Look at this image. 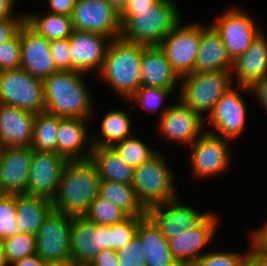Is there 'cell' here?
I'll return each instance as SVG.
<instances>
[{
  "mask_svg": "<svg viewBox=\"0 0 267 266\" xmlns=\"http://www.w3.org/2000/svg\"><path fill=\"white\" fill-rule=\"evenodd\" d=\"M100 180L90 159L68 161L52 200L53 209L71 217L84 216L98 196Z\"/></svg>",
  "mask_w": 267,
  "mask_h": 266,
  "instance_id": "cell-1",
  "label": "cell"
},
{
  "mask_svg": "<svg viewBox=\"0 0 267 266\" xmlns=\"http://www.w3.org/2000/svg\"><path fill=\"white\" fill-rule=\"evenodd\" d=\"M83 74L59 70L45 78V112L60 118H91L95 108Z\"/></svg>",
  "mask_w": 267,
  "mask_h": 266,
  "instance_id": "cell-2",
  "label": "cell"
},
{
  "mask_svg": "<svg viewBox=\"0 0 267 266\" xmlns=\"http://www.w3.org/2000/svg\"><path fill=\"white\" fill-rule=\"evenodd\" d=\"M145 45L112 39L98 73L119 96L128 100L141 87V56Z\"/></svg>",
  "mask_w": 267,
  "mask_h": 266,
  "instance_id": "cell-3",
  "label": "cell"
},
{
  "mask_svg": "<svg viewBox=\"0 0 267 266\" xmlns=\"http://www.w3.org/2000/svg\"><path fill=\"white\" fill-rule=\"evenodd\" d=\"M173 0H159L150 9L136 10V15H119L120 37L146 46L159 45L182 21Z\"/></svg>",
  "mask_w": 267,
  "mask_h": 266,
  "instance_id": "cell-4",
  "label": "cell"
},
{
  "mask_svg": "<svg viewBox=\"0 0 267 266\" xmlns=\"http://www.w3.org/2000/svg\"><path fill=\"white\" fill-rule=\"evenodd\" d=\"M232 85L231 71L193 72L181 77L178 100L205 119Z\"/></svg>",
  "mask_w": 267,
  "mask_h": 266,
  "instance_id": "cell-5",
  "label": "cell"
},
{
  "mask_svg": "<svg viewBox=\"0 0 267 266\" xmlns=\"http://www.w3.org/2000/svg\"><path fill=\"white\" fill-rule=\"evenodd\" d=\"M166 161L159 152L134 170L132 186L138 201L146 210L178 197L174 188L175 175Z\"/></svg>",
  "mask_w": 267,
  "mask_h": 266,
  "instance_id": "cell-6",
  "label": "cell"
},
{
  "mask_svg": "<svg viewBox=\"0 0 267 266\" xmlns=\"http://www.w3.org/2000/svg\"><path fill=\"white\" fill-rule=\"evenodd\" d=\"M0 103L34 114L45 111L44 81L23 68L0 72Z\"/></svg>",
  "mask_w": 267,
  "mask_h": 266,
  "instance_id": "cell-7",
  "label": "cell"
},
{
  "mask_svg": "<svg viewBox=\"0 0 267 266\" xmlns=\"http://www.w3.org/2000/svg\"><path fill=\"white\" fill-rule=\"evenodd\" d=\"M210 25L219 34L232 61L241 56L262 31L248 13L235 6L225 10Z\"/></svg>",
  "mask_w": 267,
  "mask_h": 266,
  "instance_id": "cell-8",
  "label": "cell"
},
{
  "mask_svg": "<svg viewBox=\"0 0 267 266\" xmlns=\"http://www.w3.org/2000/svg\"><path fill=\"white\" fill-rule=\"evenodd\" d=\"M181 24L180 21L159 44L180 78L195 72V59L201 38V25Z\"/></svg>",
  "mask_w": 267,
  "mask_h": 266,
  "instance_id": "cell-9",
  "label": "cell"
},
{
  "mask_svg": "<svg viewBox=\"0 0 267 266\" xmlns=\"http://www.w3.org/2000/svg\"><path fill=\"white\" fill-rule=\"evenodd\" d=\"M230 139L217 136L211 131H204L199 138L189 146L192 175L197 178H209L225 172L231 165ZM230 149V150H229Z\"/></svg>",
  "mask_w": 267,
  "mask_h": 266,
  "instance_id": "cell-10",
  "label": "cell"
},
{
  "mask_svg": "<svg viewBox=\"0 0 267 266\" xmlns=\"http://www.w3.org/2000/svg\"><path fill=\"white\" fill-rule=\"evenodd\" d=\"M236 89L231 86L219 99L214 106L205 122L211 124V133L230 140L237 139L245 130L247 107L246 102L241 96L240 91H248L245 86L235 85Z\"/></svg>",
  "mask_w": 267,
  "mask_h": 266,
  "instance_id": "cell-11",
  "label": "cell"
},
{
  "mask_svg": "<svg viewBox=\"0 0 267 266\" xmlns=\"http://www.w3.org/2000/svg\"><path fill=\"white\" fill-rule=\"evenodd\" d=\"M72 217L52 209L36 234V254L47 264L70 259Z\"/></svg>",
  "mask_w": 267,
  "mask_h": 266,
  "instance_id": "cell-12",
  "label": "cell"
},
{
  "mask_svg": "<svg viewBox=\"0 0 267 266\" xmlns=\"http://www.w3.org/2000/svg\"><path fill=\"white\" fill-rule=\"evenodd\" d=\"M159 116L160 119L156 128L158 135L161 134L165 139L187 148L205 131V119L180 100H177L175 105L163 107Z\"/></svg>",
  "mask_w": 267,
  "mask_h": 266,
  "instance_id": "cell-13",
  "label": "cell"
},
{
  "mask_svg": "<svg viewBox=\"0 0 267 266\" xmlns=\"http://www.w3.org/2000/svg\"><path fill=\"white\" fill-rule=\"evenodd\" d=\"M73 30L115 39L121 35L119 13L106 0H77L71 14Z\"/></svg>",
  "mask_w": 267,
  "mask_h": 266,
  "instance_id": "cell-14",
  "label": "cell"
},
{
  "mask_svg": "<svg viewBox=\"0 0 267 266\" xmlns=\"http://www.w3.org/2000/svg\"><path fill=\"white\" fill-rule=\"evenodd\" d=\"M105 249H111L110 226L97 225L84 216L72 217L70 259L79 264H88Z\"/></svg>",
  "mask_w": 267,
  "mask_h": 266,
  "instance_id": "cell-15",
  "label": "cell"
},
{
  "mask_svg": "<svg viewBox=\"0 0 267 266\" xmlns=\"http://www.w3.org/2000/svg\"><path fill=\"white\" fill-rule=\"evenodd\" d=\"M67 162V159L57 153L33 150L26 195L40 196L52 201L58 192Z\"/></svg>",
  "mask_w": 267,
  "mask_h": 266,
  "instance_id": "cell-16",
  "label": "cell"
},
{
  "mask_svg": "<svg viewBox=\"0 0 267 266\" xmlns=\"http://www.w3.org/2000/svg\"><path fill=\"white\" fill-rule=\"evenodd\" d=\"M176 199L157 204L147 210V215L160 228L167 240L174 239L197 227L211 212L197 211Z\"/></svg>",
  "mask_w": 267,
  "mask_h": 266,
  "instance_id": "cell-17",
  "label": "cell"
},
{
  "mask_svg": "<svg viewBox=\"0 0 267 266\" xmlns=\"http://www.w3.org/2000/svg\"><path fill=\"white\" fill-rule=\"evenodd\" d=\"M111 41L105 35L73 30L69 37L71 71L99 73Z\"/></svg>",
  "mask_w": 267,
  "mask_h": 266,
  "instance_id": "cell-18",
  "label": "cell"
},
{
  "mask_svg": "<svg viewBox=\"0 0 267 266\" xmlns=\"http://www.w3.org/2000/svg\"><path fill=\"white\" fill-rule=\"evenodd\" d=\"M21 65L26 72L45 79L59 71L51 55L50 41L26 21L20 28Z\"/></svg>",
  "mask_w": 267,
  "mask_h": 266,
  "instance_id": "cell-19",
  "label": "cell"
},
{
  "mask_svg": "<svg viewBox=\"0 0 267 266\" xmlns=\"http://www.w3.org/2000/svg\"><path fill=\"white\" fill-rule=\"evenodd\" d=\"M218 217L210 213L197 227L169 239V248L173 257L181 266H192L203 254L201 250L215 238Z\"/></svg>",
  "mask_w": 267,
  "mask_h": 266,
  "instance_id": "cell-20",
  "label": "cell"
},
{
  "mask_svg": "<svg viewBox=\"0 0 267 266\" xmlns=\"http://www.w3.org/2000/svg\"><path fill=\"white\" fill-rule=\"evenodd\" d=\"M33 150L0 148V186L8 195L26 194Z\"/></svg>",
  "mask_w": 267,
  "mask_h": 266,
  "instance_id": "cell-21",
  "label": "cell"
},
{
  "mask_svg": "<svg viewBox=\"0 0 267 266\" xmlns=\"http://www.w3.org/2000/svg\"><path fill=\"white\" fill-rule=\"evenodd\" d=\"M36 114L0 103V148L31 147Z\"/></svg>",
  "mask_w": 267,
  "mask_h": 266,
  "instance_id": "cell-22",
  "label": "cell"
},
{
  "mask_svg": "<svg viewBox=\"0 0 267 266\" xmlns=\"http://www.w3.org/2000/svg\"><path fill=\"white\" fill-rule=\"evenodd\" d=\"M264 33L261 31L250 47L233 61L231 79L235 85L249 88L267 75V38Z\"/></svg>",
  "mask_w": 267,
  "mask_h": 266,
  "instance_id": "cell-23",
  "label": "cell"
},
{
  "mask_svg": "<svg viewBox=\"0 0 267 266\" xmlns=\"http://www.w3.org/2000/svg\"><path fill=\"white\" fill-rule=\"evenodd\" d=\"M87 121L90 119L59 117L57 154L68 161L90 159L92 142L91 136L87 135ZM85 145L88 147L87 150H84Z\"/></svg>",
  "mask_w": 267,
  "mask_h": 266,
  "instance_id": "cell-24",
  "label": "cell"
},
{
  "mask_svg": "<svg viewBox=\"0 0 267 266\" xmlns=\"http://www.w3.org/2000/svg\"><path fill=\"white\" fill-rule=\"evenodd\" d=\"M180 81L159 45H145L141 56V86L176 89Z\"/></svg>",
  "mask_w": 267,
  "mask_h": 266,
  "instance_id": "cell-25",
  "label": "cell"
},
{
  "mask_svg": "<svg viewBox=\"0 0 267 266\" xmlns=\"http://www.w3.org/2000/svg\"><path fill=\"white\" fill-rule=\"evenodd\" d=\"M233 61L222 39L209 24L201 26V38L195 59V72L231 71Z\"/></svg>",
  "mask_w": 267,
  "mask_h": 266,
  "instance_id": "cell-26",
  "label": "cell"
},
{
  "mask_svg": "<svg viewBox=\"0 0 267 266\" xmlns=\"http://www.w3.org/2000/svg\"><path fill=\"white\" fill-rule=\"evenodd\" d=\"M137 235L144 248L147 266H181L173 257L168 240L148 215L139 222Z\"/></svg>",
  "mask_w": 267,
  "mask_h": 266,
  "instance_id": "cell-27",
  "label": "cell"
},
{
  "mask_svg": "<svg viewBox=\"0 0 267 266\" xmlns=\"http://www.w3.org/2000/svg\"><path fill=\"white\" fill-rule=\"evenodd\" d=\"M90 160L102 180L132 185L135 168L126 164L113 147H92Z\"/></svg>",
  "mask_w": 267,
  "mask_h": 266,
  "instance_id": "cell-28",
  "label": "cell"
},
{
  "mask_svg": "<svg viewBox=\"0 0 267 266\" xmlns=\"http://www.w3.org/2000/svg\"><path fill=\"white\" fill-rule=\"evenodd\" d=\"M52 209V201L44 197L16 195V220L20 232L36 235Z\"/></svg>",
  "mask_w": 267,
  "mask_h": 266,
  "instance_id": "cell-29",
  "label": "cell"
},
{
  "mask_svg": "<svg viewBox=\"0 0 267 266\" xmlns=\"http://www.w3.org/2000/svg\"><path fill=\"white\" fill-rule=\"evenodd\" d=\"M101 121V136H91L92 147H113L134 134L129 114L123 110H109Z\"/></svg>",
  "mask_w": 267,
  "mask_h": 266,
  "instance_id": "cell-30",
  "label": "cell"
},
{
  "mask_svg": "<svg viewBox=\"0 0 267 266\" xmlns=\"http://www.w3.org/2000/svg\"><path fill=\"white\" fill-rule=\"evenodd\" d=\"M98 196L110 201L127 216L145 217L147 210L138 201L132 185L100 180Z\"/></svg>",
  "mask_w": 267,
  "mask_h": 266,
  "instance_id": "cell-31",
  "label": "cell"
},
{
  "mask_svg": "<svg viewBox=\"0 0 267 266\" xmlns=\"http://www.w3.org/2000/svg\"><path fill=\"white\" fill-rule=\"evenodd\" d=\"M25 21L48 41L69 38L73 27L71 16L54 14H25Z\"/></svg>",
  "mask_w": 267,
  "mask_h": 266,
  "instance_id": "cell-32",
  "label": "cell"
},
{
  "mask_svg": "<svg viewBox=\"0 0 267 266\" xmlns=\"http://www.w3.org/2000/svg\"><path fill=\"white\" fill-rule=\"evenodd\" d=\"M59 116L40 112L36 114L31 148L39 152L57 153Z\"/></svg>",
  "mask_w": 267,
  "mask_h": 266,
  "instance_id": "cell-33",
  "label": "cell"
},
{
  "mask_svg": "<svg viewBox=\"0 0 267 266\" xmlns=\"http://www.w3.org/2000/svg\"><path fill=\"white\" fill-rule=\"evenodd\" d=\"M113 148L126 164L134 168L139 167L158 153L156 149L147 146L135 134L116 143Z\"/></svg>",
  "mask_w": 267,
  "mask_h": 266,
  "instance_id": "cell-34",
  "label": "cell"
},
{
  "mask_svg": "<svg viewBox=\"0 0 267 266\" xmlns=\"http://www.w3.org/2000/svg\"><path fill=\"white\" fill-rule=\"evenodd\" d=\"M2 253L7 266L16 260L36 254V235L20 232L1 241Z\"/></svg>",
  "mask_w": 267,
  "mask_h": 266,
  "instance_id": "cell-35",
  "label": "cell"
},
{
  "mask_svg": "<svg viewBox=\"0 0 267 266\" xmlns=\"http://www.w3.org/2000/svg\"><path fill=\"white\" fill-rule=\"evenodd\" d=\"M84 217L97 225L110 226L122 222L128 216L110 201L97 196Z\"/></svg>",
  "mask_w": 267,
  "mask_h": 266,
  "instance_id": "cell-36",
  "label": "cell"
},
{
  "mask_svg": "<svg viewBox=\"0 0 267 266\" xmlns=\"http://www.w3.org/2000/svg\"><path fill=\"white\" fill-rule=\"evenodd\" d=\"M176 89H165L159 87L141 86L128 101L132 105H141L143 109L150 112L158 111L163 101L171 97Z\"/></svg>",
  "mask_w": 267,
  "mask_h": 266,
  "instance_id": "cell-37",
  "label": "cell"
},
{
  "mask_svg": "<svg viewBox=\"0 0 267 266\" xmlns=\"http://www.w3.org/2000/svg\"><path fill=\"white\" fill-rule=\"evenodd\" d=\"M16 216V195L7 194L0 200V241L20 233Z\"/></svg>",
  "mask_w": 267,
  "mask_h": 266,
  "instance_id": "cell-38",
  "label": "cell"
},
{
  "mask_svg": "<svg viewBox=\"0 0 267 266\" xmlns=\"http://www.w3.org/2000/svg\"><path fill=\"white\" fill-rule=\"evenodd\" d=\"M144 217L128 216L122 222L110 225L111 249L120 250L137 234L139 222Z\"/></svg>",
  "mask_w": 267,
  "mask_h": 266,
  "instance_id": "cell-39",
  "label": "cell"
},
{
  "mask_svg": "<svg viewBox=\"0 0 267 266\" xmlns=\"http://www.w3.org/2000/svg\"><path fill=\"white\" fill-rule=\"evenodd\" d=\"M242 253L224 250L206 252L192 266H247L248 252Z\"/></svg>",
  "mask_w": 267,
  "mask_h": 266,
  "instance_id": "cell-40",
  "label": "cell"
},
{
  "mask_svg": "<svg viewBox=\"0 0 267 266\" xmlns=\"http://www.w3.org/2000/svg\"><path fill=\"white\" fill-rule=\"evenodd\" d=\"M20 30L9 40L0 44V72L20 68Z\"/></svg>",
  "mask_w": 267,
  "mask_h": 266,
  "instance_id": "cell-41",
  "label": "cell"
},
{
  "mask_svg": "<svg viewBox=\"0 0 267 266\" xmlns=\"http://www.w3.org/2000/svg\"><path fill=\"white\" fill-rule=\"evenodd\" d=\"M143 250L141 240L136 234L127 245L117 251L119 266H147Z\"/></svg>",
  "mask_w": 267,
  "mask_h": 266,
  "instance_id": "cell-42",
  "label": "cell"
},
{
  "mask_svg": "<svg viewBox=\"0 0 267 266\" xmlns=\"http://www.w3.org/2000/svg\"><path fill=\"white\" fill-rule=\"evenodd\" d=\"M50 48L57 69L71 71L69 38L50 41Z\"/></svg>",
  "mask_w": 267,
  "mask_h": 266,
  "instance_id": "cell-43",
  "label": "cell"
},
{
  "mask_svg": "<svg viewBox=\"0 0 267 266\" xmlns=\"http://www.w3.org/2000/svg\"><path fill=\"white\" fill-rule=\"evenodd\" d=\"M25 22V14L0 20V44L11 39Z\"/></svg>",
  "mask_w": 267,
  "mask_h": 266,
  "instance_id": "cell-44",
  "label": "cell"
},
{
  "mask_svg": "<svg viewBox=\"0 0 267 266\" xmlns=\"http://www.w3.org/2000/svg\"><path fill=\"white\" fill-rule=\"evenodd\" d=\"M249 92L256 96L257 102L267 111V75L249 87Z\"/></svg>",
  "mask_w": 267,
  "mask_h": 266,
  "instance_id": "cell-45",
  "label": "cell"
},
{
  "mask_svg": "<svg viewBox=\"0 0 267 266\" xmlns=\"http://www.w3.org/2000/svg\"><path fill=\"white\" fill-rule=\"evenodd\" d=\"M91 263L96 266H119L117 251L112 249L102 250Z\"/></svg>",
  "mask_w": 267,
  "mask_h": 266,
  "instance_id": "cell-46",
  "label": "cell"
},
{
  "mask_svg": "<svg viewBox=\"0 0 267 266\" xmlns=\"http://www.w3.org/2000/svg\"><path fill=\"white\" fill-rule=\"evenodd\" d=\"M159 0H128L119 15H136V10L150 9Z\"/></svg>",
  "mask_w": 267,
  "mask_h": 266,
  "instance_id": "cell-47",
  "label": "cell"
},
{
  "mask_svg": "<svg viewBox=\"0 0 267 266\" xmlns=\"http://www.w3.org/2000/svg\"><path fill=\"white\" fill-rule=\"evenodd\" d=\"M77 0H48L51 13L71 16Z\"/></svg>",
  "mask_w": 267,
  "mask_h": 266,
  "instance_id": "cell-48",
  "label": "cell"
},
{
  "mask_svg": "<svg viewBox=\"0 0 267 266\" xmlns=\"http://www.w3.org/2000/svg\"><path fill=\"white\" fill-rule=\"evenodd\" d=\"M251 248L248 251L247 266H267V253L255 246Z\"/></svg>",
  "mask_w": 267,
  "mask_h": 266,
  "instance_id": "cell-49",
  "label": "cell"
},
{
  "mask_svg": "<svg viewBox=\"0 0 267 266\" xmlns=\"http://www.w3.org/2000/svg\"><path fill=\"white\" fill-rule=\"evenodd\" d=\"M9 266H48V264L39 255L34 254L22 259L16 260Z\"/></svg>",
  "mask_w": 267,
  "mask_h": 266,
  "instance_id": "cell-50",
  "label": "cell"
},
{
  "mask_svg": "<svg viewBox=\"0 0 267 266\" xmlns=\"http://www.w3.org/2000/svg\"><path fill=\"white\" fill-rule=\"evenodd\" d=\"M15 0H0V20L18 16L13 14Z\"/></svg>",
  "mask_w": 267,
  "mask_h": 266,
  "instance_id": "cell-51",
  "label": "cell"
},
{
  "mask_svg": "<svg viewBox=\"0 0 267 266\" xmlns=\"http://www.w3.org/2000/svg\"><path fill=\"white\" fill-rule=\"evenodd\" d=\"M250 235L252 246L258 247L267 253V233H251Z\"/></svg>",
  "mask_w": 267,
  "mask_h": 266,
  "instance_id": "cell-52",
  "label": "cell"
},
{
  "mask_svg": "<svg viewBox=\"0 0 267 266\" xmlns=\"http://www.w3.org/2000/svg\"><path fill=\"white\" fill-rule=\"evenodd\" d=\"M118 13H120L127 4L128 0H106Z\"/></svg>",
  "mask_w": 267,
  "mask_h": 266,
  "instance_id": "cell-53",
  "label": "cell"
},
{
  "mask_svg": "<svg viewBox=\"0 0 267 266\" xmlns=\"http://www.w3.org/2000/svg\"><path fill=\"white\" fill-rule=\"evenodd\" d=\"M78 263L73 259H68L61 262H53L48 264V266H76Z\"/></svg>",
  "mask_w": 267,
  "mask_h": 266,
  "instance_id": "cell-54",
  "label": "cell"
},
{
  "mask_svg": "<svg viewBox=\"0 0 267 266\" xmlns=\"http://www.w3.org/2000/svg\"><path fill=\"white\" fill-rule=\"evenodd\" d=\"M252 233H267V222L260 228L258 227V229L253 230Z\"/></svg>",
  "mask_w": 267,
  "mask_h": 266,
  "instance_id": "cell-55",
  "label": "cell"
},
{
  "mask_svg": "<svg viewBox=\"0 0 267 266\" xmlns=\"http://www.w3.org/2000/svg\"><path fill=\"white\" fill-rule=\"evenodd\" d=\"M0 266H7L5 261H4V257H3V253H2V244L0 241Z\"/></svg>",
  "mask_w": 267,
  "mask_h": 266,
  "instance_id": "cell-56",
  "label": "cell"
},
{
  "mask_svg": "<svg viewBox=\"0 0 267 266\" xmlns=\"http://www.w3.org/2000/svg\"><path fill=\"white\" fill-rule=\"evenodd\" d=\"M7 194L4 192V190L0 186V200L5 197Z\"/></svg>",
  "mask_w": 267,
  "mask_h": 266,
  "instance_id": "cell-57",
  "label": "cell"
},
{
  "mask_svg": "<svg viewBox=\"0 0 267 266\" xmlns=\"http://www.w3.org/2000/svg\"><path fill=\"white\" fill-rule=\"evenodd\" d=\"M76 266H89V263L88 264H77Z\"/></svg>",
  "mask_w": 267,
  "mask_h": 266,
  "instance_id": "cell-58",
  "label": "cell"
}]
</instances>
